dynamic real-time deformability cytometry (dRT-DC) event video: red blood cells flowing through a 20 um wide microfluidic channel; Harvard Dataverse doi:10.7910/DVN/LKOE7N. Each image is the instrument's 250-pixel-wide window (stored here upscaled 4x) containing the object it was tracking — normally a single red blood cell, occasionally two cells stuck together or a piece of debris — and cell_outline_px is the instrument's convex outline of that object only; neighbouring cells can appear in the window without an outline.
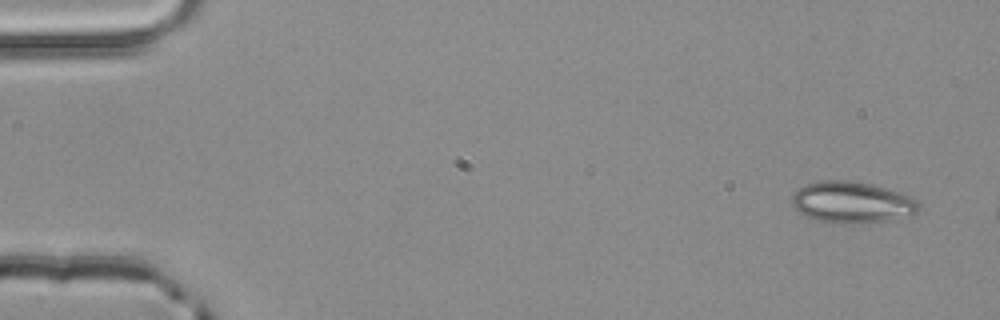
{"species": "common noctule bat (a hibernating species)", "species_latin": "Nyctalus noctula", "temperature_condition": "room temperature", "stored_images_in_passage": 3, "camera_frame_rate_fps": 3000, "um_per_image_px": 0.085, "animal": {"sex": "male", "body_mass_g": 20.4}, "frame": {"image": 1, "passage_image": 1, "time_ms": 0.0, "image_size_px": [1000, 320], "cell_outline_px": [[920, 208], [912, 216], [884, 224], [836, 224], [816, 220], [792, 208], [792, 196], [804, 184], [820, 180], [848, 180], [872, 184], [900, 192], [912, 196], [920, 204]], "centroid_in_image_um": [72.49, 17.24], "position_along_channel_um": 12.5, "area_um2": 31.73}}